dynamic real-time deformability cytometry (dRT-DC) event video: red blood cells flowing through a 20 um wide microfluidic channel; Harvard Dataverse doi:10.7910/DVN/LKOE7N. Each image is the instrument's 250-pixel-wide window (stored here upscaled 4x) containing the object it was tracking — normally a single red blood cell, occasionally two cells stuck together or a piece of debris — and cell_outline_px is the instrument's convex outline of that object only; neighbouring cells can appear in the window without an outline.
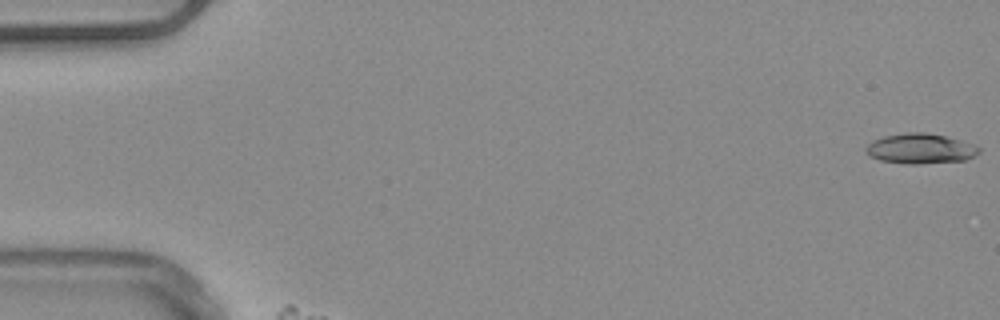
{"species": "common noctule bat (a hibernating species)", "species_latin": "Nyctalus noctula", "temperature_condition": "warm", "stored_images_in_passage": 20, "camera_frame_rate_fps": 3000, "um_per_image_px": 0.085, "animal": {"sex": "male", "body_mass_g": 20.4}, "frame": {"image": 1, "passage_image": 1, "time_ms": 0.0, "image_size_px": [1000, 320], "cell_outline_px": [[980, 152], [964, 160], [916, 164], [904, 164], [880, 160], [868, 156], [864, 148], [872, 140], [884, 136], [908, 132], [924, 132], [944, 136], [960, 140], [972, 144], [980, 148]], "centroid_in_image_um": [78.17, 12.63], "position_along_channel_um": 6.8, "area_um2": 19.77}}
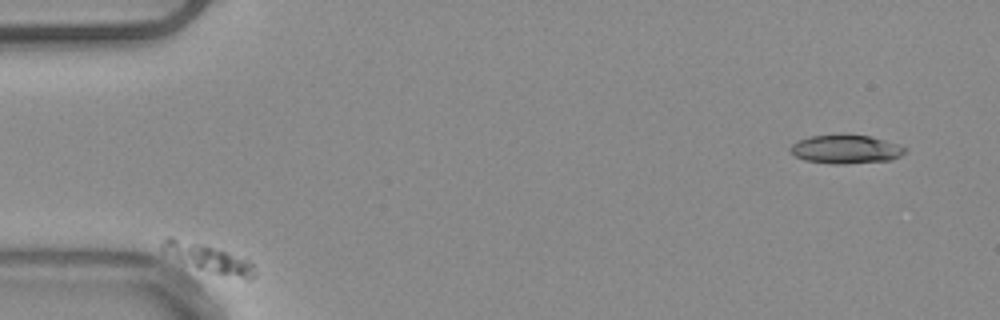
{"frame": {"image": 2, "passage_image": 4, "time_ms": 1.0, "image_size_px": [1000, 320], "cell_outline_px": [[256, 276], [252, 280], [248, 280], [212, 272], [196, 268], [160, 252], [160, 244], [168, 236], [172, 236], [200, 244], [248, 260], [252, 264], [256, 272]], "centroid_in_image_um": [17.64, 21.96], "position_along_channel_um": 67.4, "area_um2": 14.8}}